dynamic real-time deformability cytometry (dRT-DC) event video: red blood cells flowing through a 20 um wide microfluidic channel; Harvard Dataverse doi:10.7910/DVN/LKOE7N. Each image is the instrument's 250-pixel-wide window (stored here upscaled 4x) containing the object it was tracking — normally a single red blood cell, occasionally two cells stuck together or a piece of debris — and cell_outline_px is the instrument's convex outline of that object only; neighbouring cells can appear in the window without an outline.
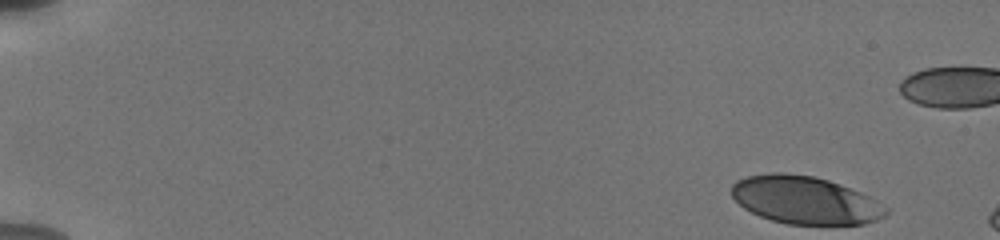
{"species": "human", "species_latin": "Homo sapiens", "temperature_condition": "cold", "stored_images_in_passage": 10, "camera_frame_rate_fps": 3000, "um_per_image_px": 0.085, "donor": {"sex": "male"}, "frame": {"image": 1, "passage_image": 1, "time_ms": 0.0, "image_size_px": [1000, 240], "cell_outline_px": [[888, 212], [884, 216], [876, 220], [864, 224], [788, 224], [772, 220], [760, 216], [744, 208], [732, 196], [732, 184], [736, 180], [748, 176], [772, 172], [784, 172], [816, 176], [840, 184], [860, 192], [868, 196], [888, 208]], "centroid_in_image_um": [68.42, 17.0], "position_along_channel_um": 16.6, "area_um2": 42.83}}